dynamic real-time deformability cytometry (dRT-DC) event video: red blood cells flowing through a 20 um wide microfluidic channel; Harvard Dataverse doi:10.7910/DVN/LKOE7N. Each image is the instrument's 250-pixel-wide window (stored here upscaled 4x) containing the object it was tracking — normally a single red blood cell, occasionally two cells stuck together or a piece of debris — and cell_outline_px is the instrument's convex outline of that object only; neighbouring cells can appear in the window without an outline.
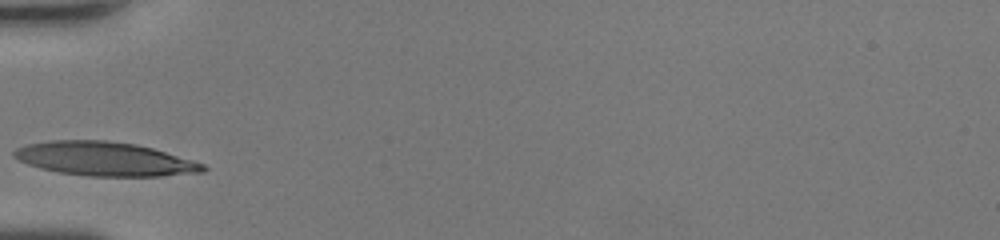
{"species": "human", "species_latin": "Homo sapiens", "temperature_condition": "room temperature", "stored_images_in_passage": 23, "camera_frame_rate_fps": 3000, "um_per_image_px": 0.085, "donor": {"sex": "female"}, "frame": {"image": 1, "passage_image": 1, "time_ms": 0.0, "image_size_px": [1000, 240], "cell_outline_px": [[208, 168], [204, 172], [160, 176], [88, 176], [60, 172], [40, 168], [28, 164], [12, 156], [12, 152], [16, 148], [28, 144], [48, 140], [104, 140], [136, 144], [152, 148], [192, 160], [204, 164]], "centroid_in_image_um": [8.89, 13.5], "position_along_channel_um": 76.1, "area_um2": 37.22}}
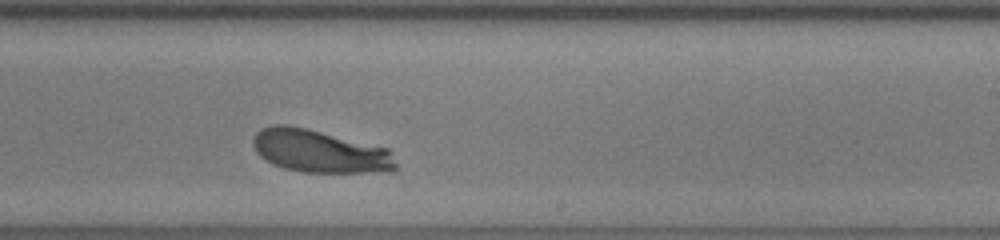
{"frame": {"image": 2, "passage_image": 14, "time_ms": 4.333, "image_size_px": [1000, 240], "cell_outline_px": [[400, 168], [392, 172], [300, 172], [284, 168], [272, 164], [260, 156], [256, 152], [252, 144], [252, 140], [256, 132], [260, 128], [272, 124], [288, 124], [308, 128], [388, 148]], "centroid_in_image_um": [27.17, 12.85], "position_along_channel_um": 261.8, "area_um2": 36.18}}
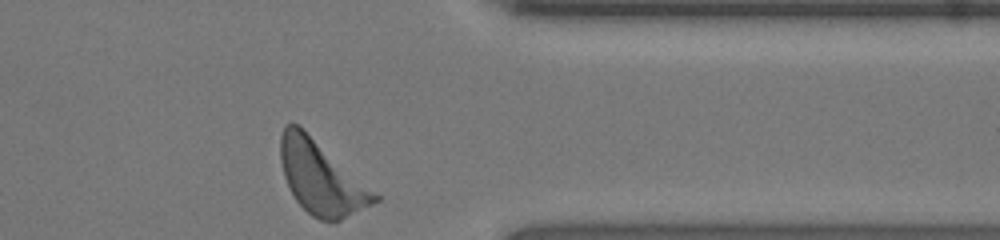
{"frame": {"image": 3, "passage_image": 23, "time_ms": 7.333, "image_size_px": [1000, 240], "cell_outline_px": [[380, 200], [340, 220], [320, 220], [312, 216], [296, 200], [284, 176], [280, 160], [280, 136], [284, 124], [296, 124], [380, 196]], "centroid_in_image_um": [27.28, 15.13], "position_along_channel_um": 384.1, "area_um2": 38.67}, "authors_computed_cell_mechanics": {"area_um2": 36.1828, "velocity_mm_per_s": 4.3126, "shape_relaxation_time_tau1_ms": 2.0658, "shape_relaxation_time_tau2_ms": null, "deformation_change_tau1": 0.1365, "deformation_change_tau2": null}}